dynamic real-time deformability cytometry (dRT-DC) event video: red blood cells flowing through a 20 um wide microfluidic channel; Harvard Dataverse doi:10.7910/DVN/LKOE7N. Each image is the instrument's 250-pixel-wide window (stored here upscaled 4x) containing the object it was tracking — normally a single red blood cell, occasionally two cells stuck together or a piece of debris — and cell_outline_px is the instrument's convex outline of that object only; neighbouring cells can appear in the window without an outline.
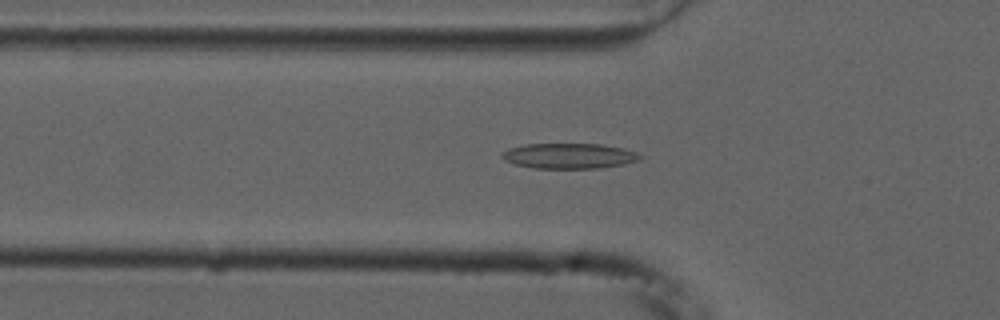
{"species": "common noctule bat (a hibernating species)", "species_latin": "Nyctalus noctula", "temperature_condition": "cold", "stored_images_in_passage": 54, "camera_frame_rate_fps": 3000, "um_per_image_px": 0.085, "animal": {"sex": "male", "forearm_length_mm": 52.5}, "frame": {"image": 1, "passage_image": 18, "time_ms": 5.667, "image_size_px": [1000, 320], "cell_outline_px": [[640, 160], [624, 164], [600, 168], [532, 168], [516, 164], [504, 160], [500, 156], [508, 148], [524, 144], [600, 144], [620, 148], [636, 152], [640, 156]], "centroid_in_image_um": [48.34, 13.25], "position_along_channel_um": 77.5, "area_um2": 20.23}}
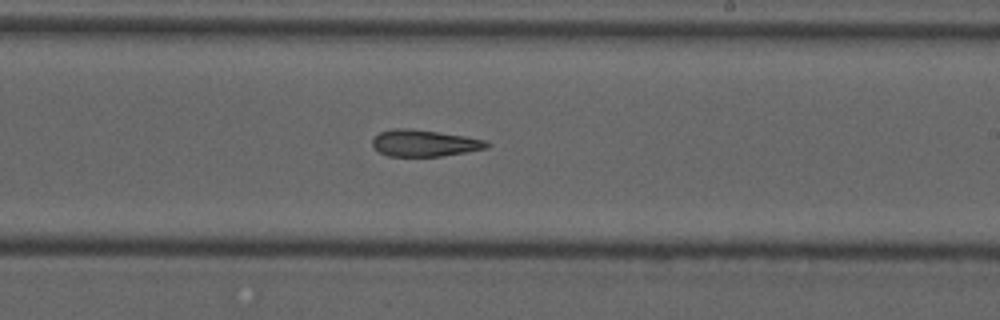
{"frame": {"image": 2, "passage_image": 32, "time_ms": 10.333, "image_size_px": [1000, 320], "cell_outline_px": [[492, 144], [488, 148], [440, 156], [388, 156], [380, 152], [372, 144], [372, 140], [380, 132], [392, 128], [408, 128], [440, 132], [464, 136], [484, 140]], "centroid_in_image_um": [36.07, 12.16], "position_along_channel_um": 252.9, "area_um2": 17.63}}
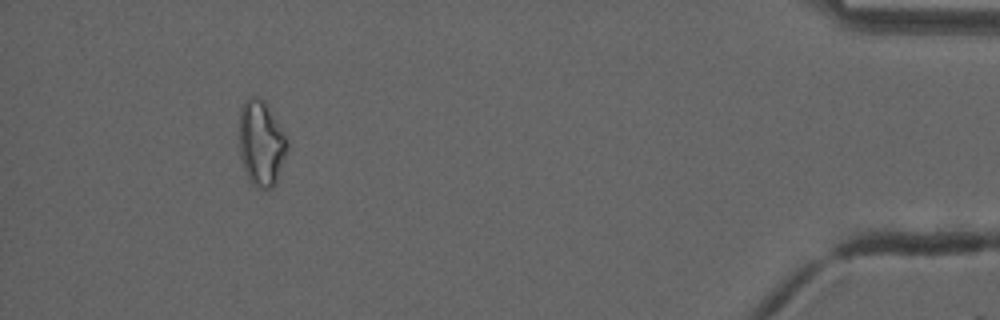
{"frame": {"image": 3, "passage_image": 50, "time_ms": 16.333, "image_size_px": [1000, 320], "cell_outline_px": [[288, 152], [276, 184], [272, 188], [260, 188], [252, 184], [248, 180], [244, 172], [240, 156], [240, 108], [244, 100], [252, 96], [256, 96], [264, 100], [268, 104], [288, 140]], "centroid_in_image_um": [22.22, 12.18], "position_along_channel_um": 413.0, "area_um2": 24.39}}